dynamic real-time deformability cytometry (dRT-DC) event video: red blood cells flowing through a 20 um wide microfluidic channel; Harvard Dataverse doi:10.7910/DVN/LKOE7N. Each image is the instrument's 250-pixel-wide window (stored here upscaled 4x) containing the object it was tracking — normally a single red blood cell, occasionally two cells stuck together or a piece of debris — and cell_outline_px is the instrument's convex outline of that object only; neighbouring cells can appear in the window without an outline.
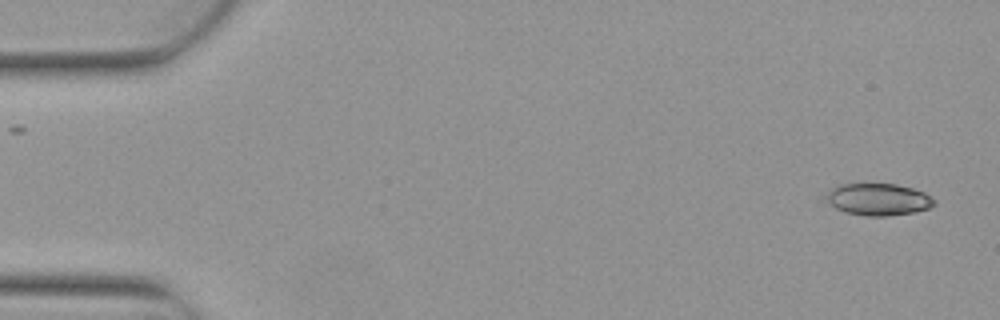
{"species": "Egyptian fruit bat (a non-hibernating species)", "species_latin": "Rousettus aegyptiacus", "temperature_condition": "warm", "stored_images_in_passage": 2, "camera_frame_rate_fps": 3000, "um_per_image_px": 0.085, "animal": {"sex": "female"}, "frame": {"image": 1, "passage_image": 2, "time_ms": 0.333, "image_size_px": [1000, 320], "cell_outline_px": [[936, 204], [928, 208], [916, 212], [888, 216], [864, 216], [844, 212], [820, 200], [820, 196], [828, 188], [840, 184], [896, 184], [912, 188], [924, 192], [936, 200]], "centroid_in_image_um": [74.53, 16.95], "position_along_channel_um": 10.5, "area_um2": 20.87}}